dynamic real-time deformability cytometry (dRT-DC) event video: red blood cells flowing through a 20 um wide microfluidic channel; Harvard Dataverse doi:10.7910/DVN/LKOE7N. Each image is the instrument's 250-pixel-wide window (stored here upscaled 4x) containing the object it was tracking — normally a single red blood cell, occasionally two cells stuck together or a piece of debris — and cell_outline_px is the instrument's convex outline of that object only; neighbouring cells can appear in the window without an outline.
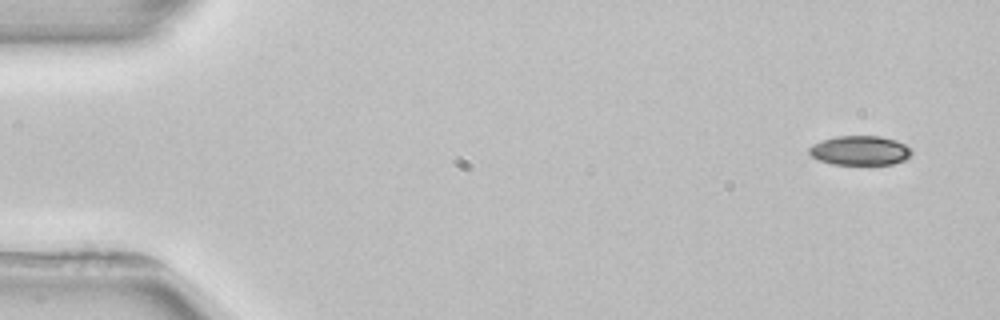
{"species": "common noctule bat (a hibernating species)", "species_latin": "Nyctalus noctula", "temperature_condition": "room temperature", "stored_images_in_passage": 4, "camera_frame_rate_fps": 3000, "um_per_image_px": 0.085, "animal": {"sex": "female", "body_mass_g": 22.7, "forearm_length_mm": 54.2}, "frame": {"image": 1, "passage_image": 1, "time_ms": 0.0, "image_size_px": [1000, 320], "cell_outline_px": [[912, 152], [904, 160], [892, 164], [832, 164], [820, 160], [812, 156], [808, 152], [808, 148], [812, 144], [836, 136], [880, 136], [896, 140], [912, 148]], "centroid_in_image_um": [73.1, 12.78], "position_along_channel_um": 11.9, "area_um2": 17.46}}
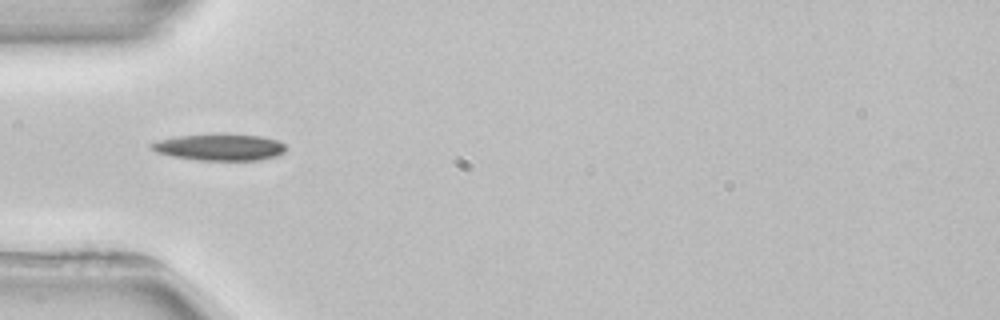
{"frame": {"image": 2, "passage_image": 4, "time_ms": 4.667, "image_size_px": [1000, 320], "cell_outline_px": [[284, 152], [276, 156], [260, 160], [200, 160], [172, 156], [156, 152], [148, 144], [156, 140], [180, 136], [216, 132], [220, 132], [264, 136], [276, 140], [284, 144]], "centroid_in_image_um": [18.66, 12.48], "position_along_channel_um": 66.3, "area_um2": 21.27}}